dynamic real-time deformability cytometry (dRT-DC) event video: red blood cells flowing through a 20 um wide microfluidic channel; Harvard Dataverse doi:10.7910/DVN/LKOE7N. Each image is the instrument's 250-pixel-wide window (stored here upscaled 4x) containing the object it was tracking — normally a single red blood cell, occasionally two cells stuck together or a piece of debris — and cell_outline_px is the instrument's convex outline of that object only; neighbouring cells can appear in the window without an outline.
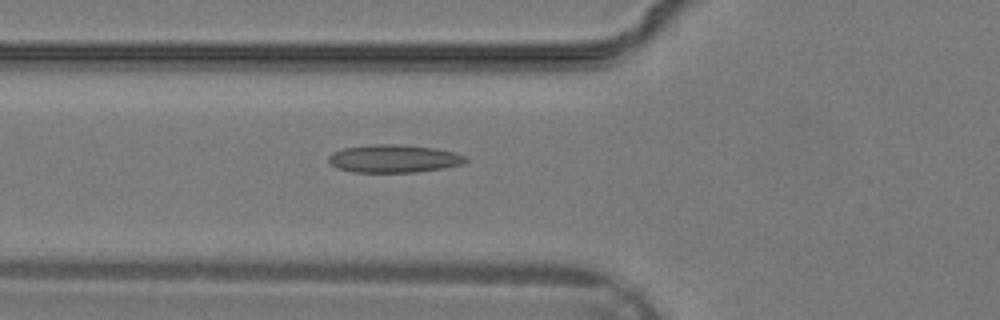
{"species": "common noctule bat (a hibernating species)", "species_latin": "Nyctalus noctula", "temperature_condition": "warm", "stored_images_in_passage": 35, "camera_frame_rate_fps": 3000, "um_per_image_px": 0.085, "animal": {"sex": "male", "body_mass_g": 19.2, "forearm_length_mm": 51.8}, "frame": {"image": 1, "passage_image": 13, "time_ms": 4.0, "image_size_px": [1000, 320], "cell_outline_px": [[468, 160], [464, 164], [444, 168], [416, 172], [356, 172], [336, 168], [328, 160], [328, 156], [332, 152], [344, 148], [372, 144], [400, 144], [436, 148], [452, 152], [464, 156]], "centroid_in_image_um": [33.47, 13.48], "position_along_channel_um": 92.3, "area_um2": 22.31}}
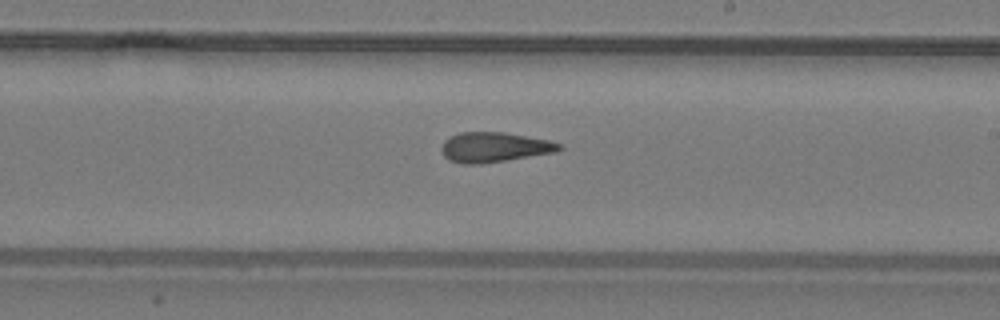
{"frame": {"image": 2, "passage_image": 21, "time_ms": 6.667, "image_size_px": [1000, 320], "cell_outline_px": [[564, 148], [556, 152], [480, 164], [464, 164], [448, 160], [444, 156], [440, 148], [444, 140], [460, 132], [504, 132], [548, 140], [564, 144]], "centroid_in_image_um": [42.02, 12.51], "position_along_channel_um": 247.0, "area_um2": 20.58}}
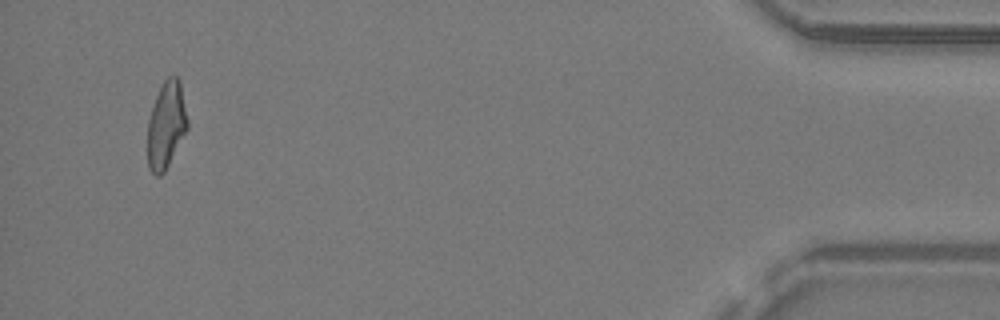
{"frame": {"image": 3, "passage_image": 34, "time_ms": 11.0, "image_size_px": [1000, 320], "cell_outline_px": [[188, 128], [164, 172], [160, 176], [156, 176], [148, 168], [148, 120], [156, 96], [164, 80], [168, 76], [176, 76], [180, 80], [188, 120]], "centroid_in_image_um": [14.13, 10.62], "position_along_channel_um": 421.1, "area_um2": 20.06}}